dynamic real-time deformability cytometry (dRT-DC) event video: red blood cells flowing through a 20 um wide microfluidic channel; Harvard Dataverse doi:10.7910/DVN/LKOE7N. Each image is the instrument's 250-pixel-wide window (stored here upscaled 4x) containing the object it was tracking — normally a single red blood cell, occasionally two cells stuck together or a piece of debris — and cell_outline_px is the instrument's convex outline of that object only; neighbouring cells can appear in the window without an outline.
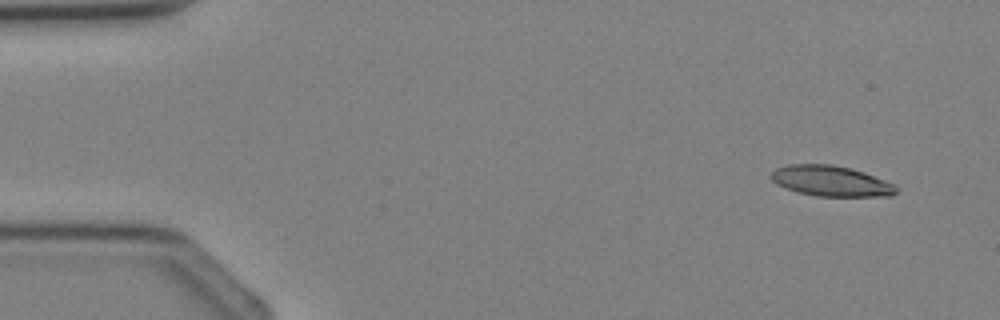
{"species": "Egyptian fruit bat (a non-hibernating species)", "species_latin": "Rousettus aegyptiacus", "temperature_condition": "cold", "stored_images_in_passage": 4, "camera_frame_rate_fps": 3000, "um_per_image_px": 0.085, "animal": {"sex": "female"}, "frame": {"image": 1, "passage_image": 1, "time_ms": 0.0, "image_size_px": [1000, 320], "cell_outline_px": [[896, 192], [892, 196], [816, 196], [800, 192], [776, 184], [768, 176], [776, 168], [788, 164], [832, 164], [864, 172], [884, 180], [892, 184], [896, 188]], "centroid_in_image_um": [70.59, 15.38], "position_along_channel_um": 14.4, "area_um2": 22.02}}